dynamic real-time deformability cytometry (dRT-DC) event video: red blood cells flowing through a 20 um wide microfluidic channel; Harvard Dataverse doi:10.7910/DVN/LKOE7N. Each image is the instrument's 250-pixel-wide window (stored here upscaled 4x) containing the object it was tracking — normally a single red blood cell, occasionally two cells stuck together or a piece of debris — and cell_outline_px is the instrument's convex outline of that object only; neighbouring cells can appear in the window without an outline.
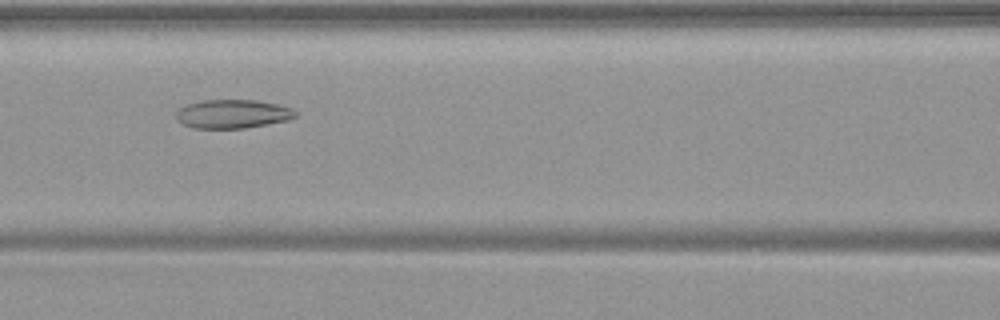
{"species": "common noctule bat (a hibernating species)", "species_latin": "Nyctalus noctula", "temperature_condition": "warm", "stored_images_in_passage": 51, "camera_frame_rate_fps": 3000, "um_per_image_px": 0.085, "animal": {"sex": "female", "body_mass_g": 19.9}, "frame": {"image": 1, "passage_image": 23, "time_ms": 7.333, "image_size_px": [1000, 320], "cell_outline_px": [[300, 112], [296, 116], [288, 120], [244, 128], [192, 128], [180, 124], [176, 120], [176, 112], [180, 108], [188, 104], [200, 100], [256, 100], [276, 104], [292, 108]], "centroid_in_image_um": [19.76, 9.68], "position_along_channel_um": 146.8, "area_um2": 20.11}}
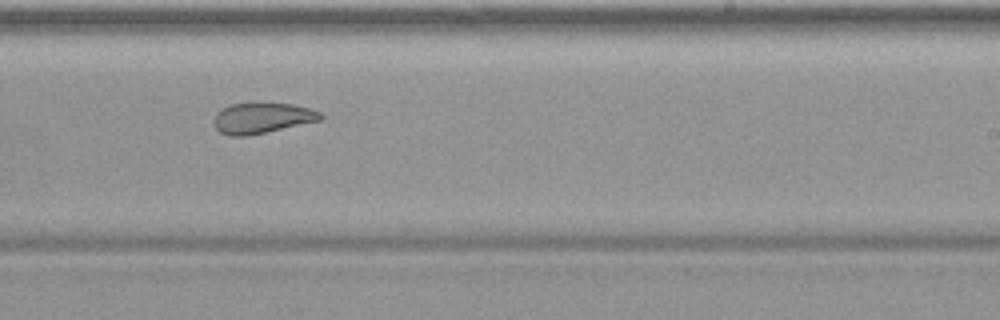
{"frame": {"image": 2, "passage_image": 32, "time_ms": 10.333, "image_size_px": [1000, 320], "cell_outline_px": [[324, 116], [320, 120], [248, 136], [228, 136], [220, 132], [212, 124], [212, 120], [216, 112], [232, 104], [292, 104], [308, 108], [320, 112]], "centroid_in_image_um": [22.23, 10.05], "position_along_channel_um": 266.8, "area_um2": 18.79}}
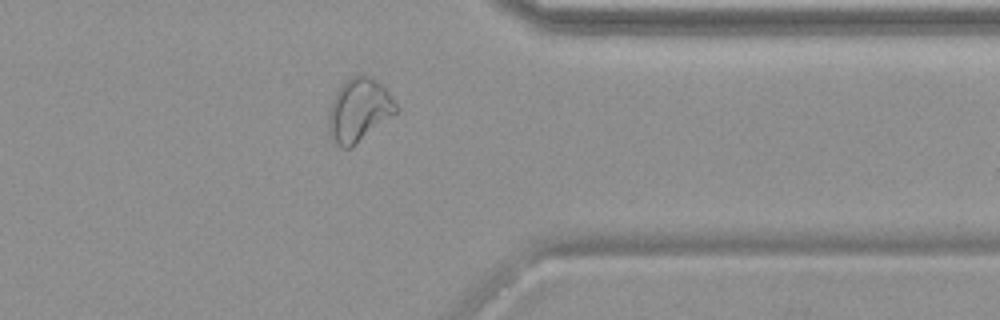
{"frame": {"image": 3, "passage_image": 41, "time_ms": 13.333, "image_size_px": [1000, 320], "cell_outline_px": [[396, 112], [352, 148], [340, 148], [328, 136], [328, 112], [332, 100], [336, 92], [344, 80], [360, 72], [364, 72], [380, 84], [388, 92], [396, 104]], "centroid_in_image_um": [30.45, 9.35], "position_along_channel_um": 381.0, "area_um2": 25.03}}